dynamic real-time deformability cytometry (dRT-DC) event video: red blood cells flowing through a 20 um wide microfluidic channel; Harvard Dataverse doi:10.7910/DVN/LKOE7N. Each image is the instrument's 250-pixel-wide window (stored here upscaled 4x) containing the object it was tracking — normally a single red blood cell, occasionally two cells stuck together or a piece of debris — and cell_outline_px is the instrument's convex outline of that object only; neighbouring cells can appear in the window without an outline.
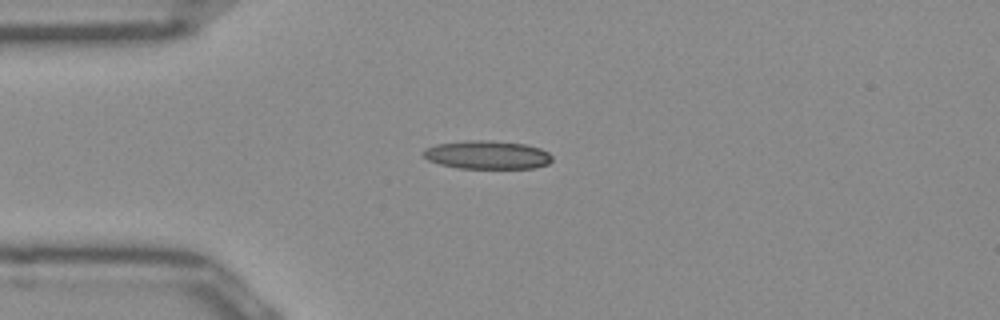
{"species": "Egyptian fruit bat (a non-hibernating species)", "species_latin": "Rousettus aegyptiacus", "temperature_condition": "room temperature", "stored_images_in_passage": 39, "camera_frame_rate_fps": 3000, "um_per_image_px": 0.085, "frame": {"image": 1, "passage_image": 1, "time_ms": 0.0, "image_size_px": [1000, 320], "cell_outline_px": [[552, 160], [548, 164], [532, 168], [460, 168], [440, 164], [428, 160], [420, 152], [436, 144], [468, 140], [488, 140], [524, 144], [540, 148], [548, 152], [552, 156]], "centroid_in_image_um": [41.41, 13.16], "position_along_channel_um": 43.6, "area_um2": 21.21}}
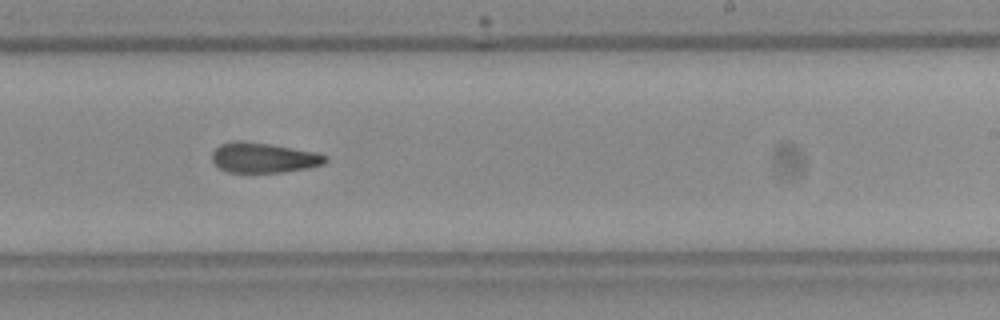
{"frame": {"image": 2, "passage_image": 19, "time_ms": 6.0, "image_size_px": [1000, 320], "cell_outline_px": [[328, 160], [324, 164], [308, 168], [280, 172], [228, 172], [220, 168], [212, 160], [212, 152], [220, 144], [268, 144], [316, 152], [328, 156]], "centroid_in_image_um": [22.49, 13.45], "position_along_channel_um": 266.5, "area_um2": 19.02}}
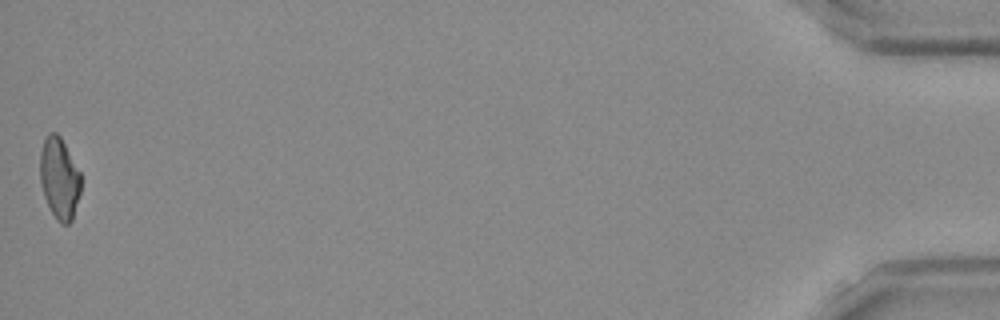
{"frame": {"image": 3, "passage_image": 39, "time_ms": 12.667, "image_size_px": [1000, 320], "cell_outline_px": [[80, 192], [72, 220], [68, 224], [60, 224], [56, 220], [44, 196], [40, 184], [40, 152], [44, 140], [48, 132], [56, 132], [60, 136], [80, 172]], "centroid_in_image_um": [5.03, 15.16], "position_along_channel_um": 430.2, "area_um2": 19.31}, "authors_computed_cell_mechanics": {"area_um2": 19.941, "velocity_mm_per_s": 3.9873, "shape_relaxation_time_tau1_ms": null, "shape_relaxation_time_tau2_ms": 2.0762, "deformation_change_tau1": null, "deformation_change_tau2": 0.1153}}